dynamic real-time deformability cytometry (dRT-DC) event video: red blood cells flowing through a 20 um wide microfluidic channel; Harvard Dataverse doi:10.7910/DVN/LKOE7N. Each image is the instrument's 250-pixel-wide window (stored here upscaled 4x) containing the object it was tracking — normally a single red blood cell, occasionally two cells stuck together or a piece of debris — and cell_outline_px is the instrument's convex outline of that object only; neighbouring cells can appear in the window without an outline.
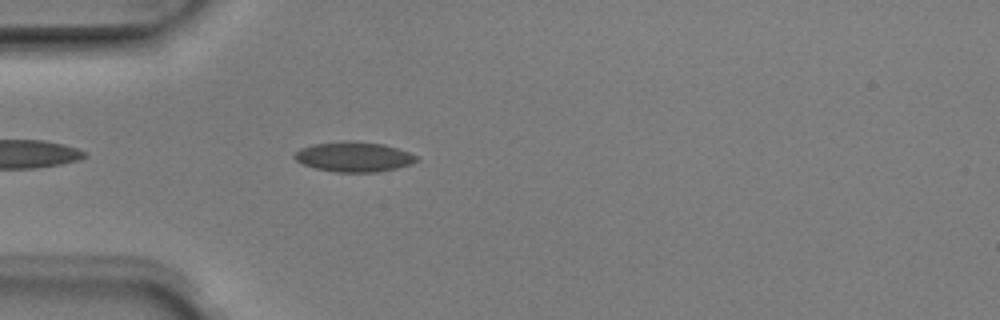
{"species": "Egyptian fruit bat (a non-hibernating species)", "species_latin": "Rousettus aegyptiacus", "temperature_condition": "room temperature", "stored_images_in_passage": 4, "camera_frame_rate_fps": 3000, "um_per_image_px": 0.085, "animal": {"sex": "male"}, "frame": {"image": 1, "passage_image": 4, "time_ms": 1.0, "image_size_px": [1000, 320], "cell_outline_px": [[420, 160], [412, 164], [396, 168], [376, 172], [336, 172], [316, 168], [304, 164], [296, 160], [292, 156], [300, 148], [312, 144], [344, 140], [352, 140], [384, 144], [408, 152], [416, 156]], "centroid_in_image_um": [30.07, 13.31], "position_along_channel_um": 54.9, "area_um2": 21.39}}